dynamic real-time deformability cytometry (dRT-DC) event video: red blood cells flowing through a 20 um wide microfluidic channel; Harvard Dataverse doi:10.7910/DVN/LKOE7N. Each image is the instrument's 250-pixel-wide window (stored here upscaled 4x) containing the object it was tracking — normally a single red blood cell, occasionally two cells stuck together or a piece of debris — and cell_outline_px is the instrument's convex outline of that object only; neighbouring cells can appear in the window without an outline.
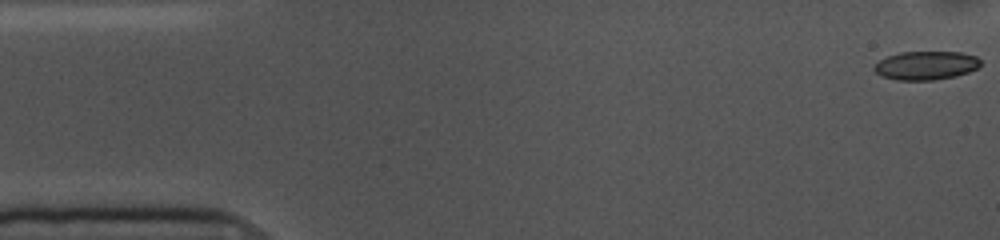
{"species": "common noctule bat (a hibernating species)", "species_latin": "Nyctalus noctula", "temperature_condition": "cold", "stored_images_in_passage": 10, "camera_frame_rate_fps": 3000, "um_per_image_px": 0.085, "animal": {"sex": "female", "body_mass_g": 10.0, "forearm_length_mm": 53.1}, "frame": {"image": 1, "passage_image": 1, "time_ms": 0.0, "image_size_px": [1000, 240], "cell_outline_px": [[980, 64], [976, 68], [968, 72], [956, 76], [932, 80], [896, 80], [880, 76], [872, 68], [880, 60], [888, 56], [900, 52], [960, 52], [976, 56], [980, 60]], "centroid_in_image_um": [78.68, 5.57], "position_along_channel_um": 6.3, "area_um2": 17.69}}